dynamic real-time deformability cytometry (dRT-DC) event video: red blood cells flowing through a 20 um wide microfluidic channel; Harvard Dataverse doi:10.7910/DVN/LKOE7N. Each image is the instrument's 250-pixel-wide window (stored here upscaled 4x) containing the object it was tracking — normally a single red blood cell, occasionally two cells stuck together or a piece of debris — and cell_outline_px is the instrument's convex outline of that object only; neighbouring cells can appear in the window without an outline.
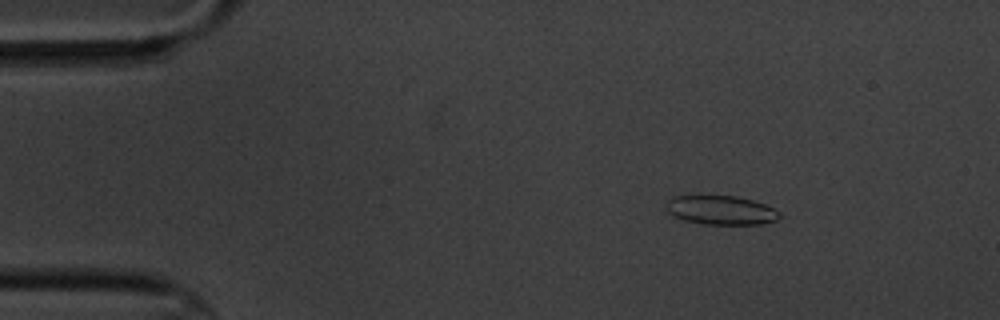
{"species": "common noctule bat (a hibernating species)", "species_latin": "Nyctalus noctula", "temperature_condition": "cold", "stored_images_in_passage": 4, "camera_frame_rate_fps": 3000, "um_per_image_px": 0.085, "animal": {"sex": "male", "body_mass_g": 20.1, "forearm_length_mm": 53.5}, "frame": {"image": 1, "passage_image": 2, "time_ms": 1.0, "image_size_px": [1000, 320], "cell_outline_px": [[780, 216], [776, 220], [764, 224], [704, 224], [684, 220], [668, 212], [668, 200], [672, 196], [736, 196], [752, 200], [764, 204], [780, 212]], "centroid_in_image_um": [61.31, 17.87], "position_along_channel_um": 23.7, "area_um2": 18.9}}